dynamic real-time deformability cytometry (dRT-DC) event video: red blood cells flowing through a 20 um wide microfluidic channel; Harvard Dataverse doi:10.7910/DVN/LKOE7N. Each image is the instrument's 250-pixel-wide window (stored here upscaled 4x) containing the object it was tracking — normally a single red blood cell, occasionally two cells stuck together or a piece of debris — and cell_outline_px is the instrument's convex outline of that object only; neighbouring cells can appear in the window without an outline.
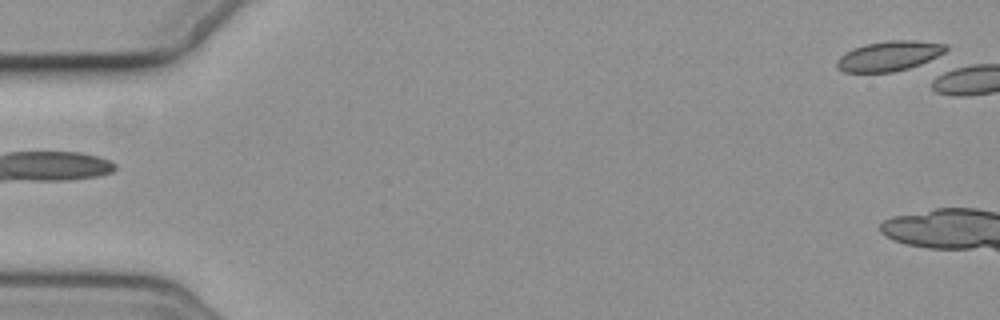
{"species": "common noctule bat (a hibernating species)", "species_latin": "Nyctalus noctula", "temperature_condition": "cold", "stored_images_in_passage": 2, "camera_frame_rate_fps": 3000, "um_per_image_px": 0.085, "animal": {"sex": "female", "body_mass_g": 19.3, "forearm_length_mm": 54.1}, "frame": {"image": 1, "passage_image": 2, "time_ms": 1.0, "image_size_px": [1000, 320], "cell_outline_px": [[948, 48], [944, 52], [920, 64], [908, 68], [892, 72], [844, 72], [836, 68], [836, 60], [844, 52], [864, 44], [888, 40], [916, 40], [948, 44]], "centroid_in_image_um": [75.54, 4.75], "position_along_channel_um": 9.5, "area_um2": 19.07}}